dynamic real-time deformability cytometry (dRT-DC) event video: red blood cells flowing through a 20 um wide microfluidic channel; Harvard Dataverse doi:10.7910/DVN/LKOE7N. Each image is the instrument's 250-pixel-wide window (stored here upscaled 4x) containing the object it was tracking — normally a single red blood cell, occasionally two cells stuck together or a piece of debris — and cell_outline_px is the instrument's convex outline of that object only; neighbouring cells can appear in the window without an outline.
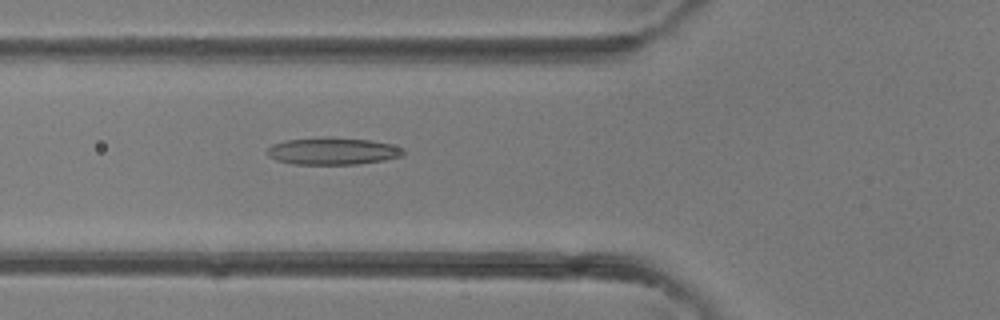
{"species": "common noctule bat (a hibernating species)", "species_latin": "Nyctalus noctula", "temperature_condition": "room temperature", "stored_images_in_passage": 25, "camera_frame_rate_fps": 3000, "um_per_image_px": 0.085, "animal": {"sex": "female"}, "frame": {"image": 1, "passage_image": 3, "time_ms": 0.667, "image_size_px": [1000, 320], "cell_outline_px": [[404, 156], [384, 160], [356, 164], [292, 164], [276, 160], [268, 156], [264, 152], [272, 144], [284, 140], [328, 136], [368, 140], [388, 144], [404, 148]], "centroid_in_image_um": [28.23, 12.84], "position_along_channel_um": 97.6, "area_um2": 21.73}}
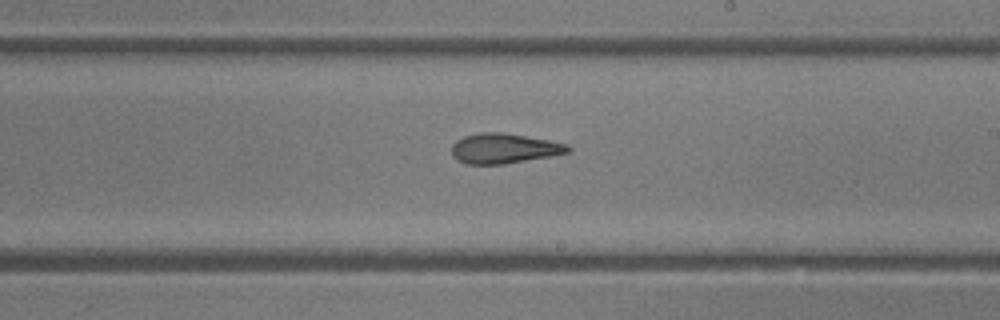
{"frame": {"image": 2, "passage_image": 12, "time_ms": 3.667, "image_size_px": [1000, 320], "cell_outline_px": [[572, 148], [568, 152], [552, 156], [504, 164], [464, 164], [452, 156], [452, 144], [456, 140], [464, 136], [480, 132], [504, 132], [548, 140], [568, 144]], "centroid_in_image_um": [42.83, 12.61], "position_along_channel_um": 246.2, "area_um2": 20.46}}
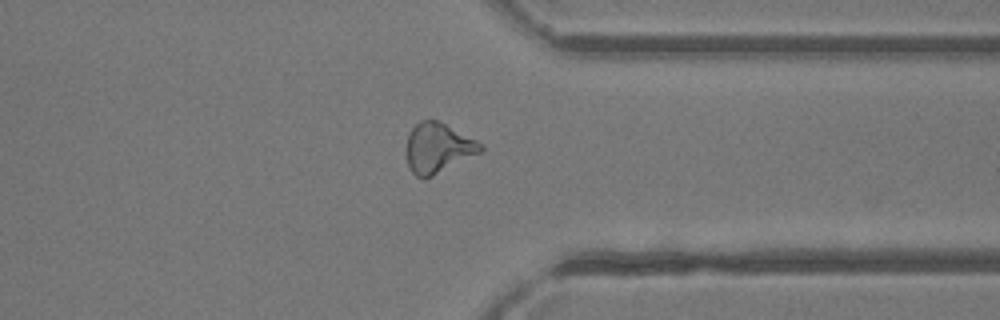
{"frame": {"image": 3, "passage_image": 20, "time_ms": 6.333, "image_size_px": [1000, 320], "cell_outline_px": [[484, 148], [480, 152], [432, 176], [416, 176], [412, 172], [408, 164], [408, 136], [412, 128], [420, 120], [436, 120], [484, 144]], "centroid_in_image_um": [37.24, 12.56], "position_along_channel_um": 374.2, "area_um2": 20.81}}